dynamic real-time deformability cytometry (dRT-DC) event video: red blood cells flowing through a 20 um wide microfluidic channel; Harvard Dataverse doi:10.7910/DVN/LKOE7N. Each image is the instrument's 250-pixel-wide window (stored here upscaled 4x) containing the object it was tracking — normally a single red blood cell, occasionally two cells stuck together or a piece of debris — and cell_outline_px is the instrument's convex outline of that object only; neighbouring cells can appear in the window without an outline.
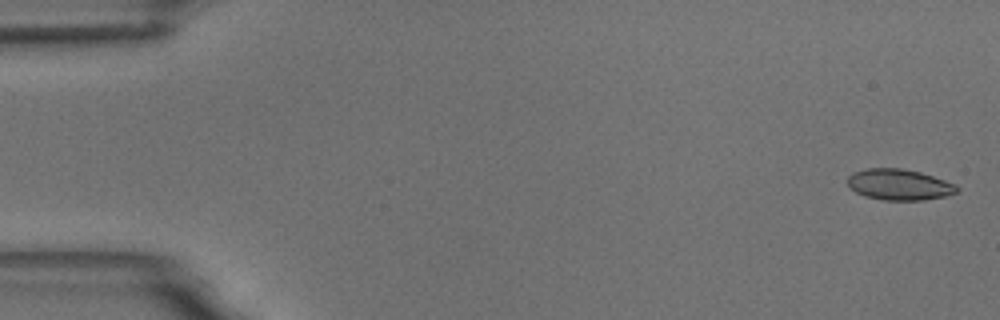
{"species": "common noctule bat (a hibernating species)", "species_latin": "Nyctalus noctula", "temperature_condition": "room temperature", "stored_images_in_passage": 56, "camera_frame_rate_fps": 3000, "um_per_image_px": 0.085, "animal": {"sex": "male", "body_mass_g": 18.8}, "frame": {"image": 1, "passage_image": 2, "time_ms": 0.333, "image_size_px": [1000, 320], "cell_outline_px": [[960, 188], [956, 192], [944, 196], [924, 200], [884, 200], [864, 196], [856, 192], [848, 184], [848, 176], [852, 172], [868, 168], [900, 168], [920, 172], [956, 184]], "centroid_in_image_um": [76.42, 15.69], "position_along_channel_um": 8.6, "area_um2": 19.65}}
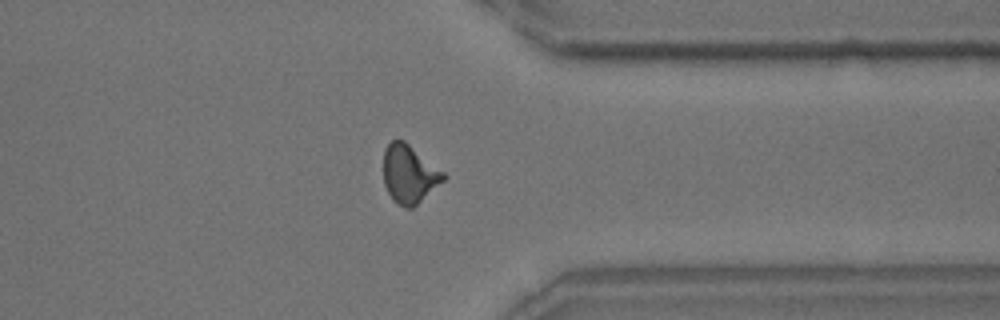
{"frame": {"image": 2, "passage_image": 44, "time_ms": 14.333, "image_size_px": [1000, 320], "cell_outline_px": [[448, 176], [444, 180], [412, 208], [404, 208], [396, 204], [392, 200], [384, 184], [384, 148], [392, 140], [404, 140], [444, 172]], "centroid_in_image_um": [34.77, 14.8], "position_along_channel_um": 376.6, "area_um2": 20.29}}
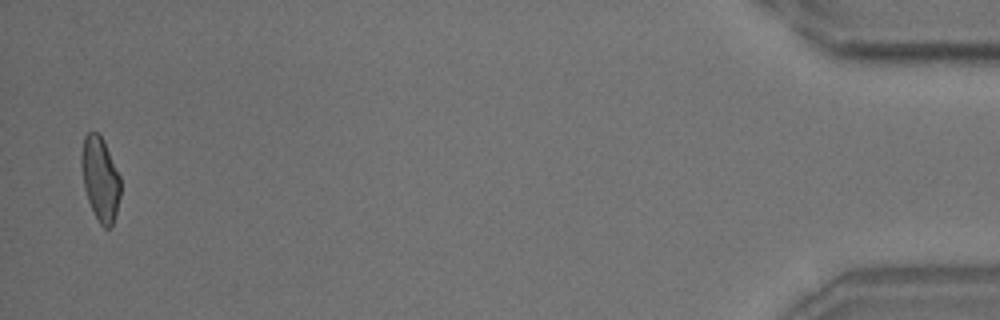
{"frame": {"image": 3, "passage_image": 55, "time_ms": 18.0, "image_size_px": [1000, 320], "cell_outline_px": [[120, 196], [112, 228], [104, 228], [100, 224], [88, 200], [84, 188], [80, 164], [80, 156], [84, 136], [88, 132], [96, 132], [104, 140], [120, 176]], "centroid_in_image_um": [8.51, 15.19], "position_along_channel_um": 426.7, "area_um2": 19.19}, "authors_computed_cell_mechanics": {"area_um2": 19.9988, "velocity_mm_per_s": 3.6477, "shape_relaxation_time_tau1_ms": 5.5103, "shape_relaxation_time_tau2_ms": 1.3605, "deformation_change_tau1": 0.1388, "deformation_change_tau2": 0.0764}}